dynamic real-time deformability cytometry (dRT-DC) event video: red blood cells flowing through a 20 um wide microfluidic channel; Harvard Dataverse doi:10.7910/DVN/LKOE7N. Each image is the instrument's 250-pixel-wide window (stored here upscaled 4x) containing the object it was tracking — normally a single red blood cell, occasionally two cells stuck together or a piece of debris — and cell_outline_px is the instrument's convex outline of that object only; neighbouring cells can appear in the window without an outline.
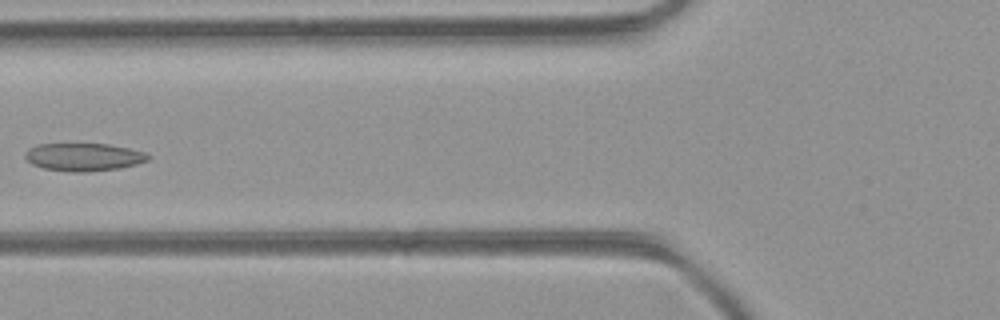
{"species": "common noctule bat (a hibernating species)", "species_latin": "Nyctalus noctula", "temperature_condition": "room temperature", "stored_images_in_passage": 4, "camera_frame_rate_fps": 3000, "um_per_image_px": 0.085, "animal": {"sex": "female", "body_mass_g": 21.9}, "frame": {"image": 1, "passage_image": 4, "time_ms": 1.0, "image_size_px": [1000, 320], "cell_outline_px": [[152, 156], [148, 160], [136, 164], [120, 168], [84, 172], [72, 172], [44, 168], [32, 164], [24, 156], [28, 148], [40, 144], [108, 144], [148, 152]], "centroid_in_image_um": [7.15, 13.34], "position_along_channel_um": 118.6, "area_um2": 19.94}}